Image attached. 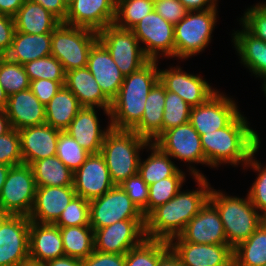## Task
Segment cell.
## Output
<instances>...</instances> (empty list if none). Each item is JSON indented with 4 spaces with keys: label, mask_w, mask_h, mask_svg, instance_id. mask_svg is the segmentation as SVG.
I'll return each mask as SVG.
<instances>
[{
    "label": "cell",
    "mask_w": 266,
    "mask_h": 266,
    "mask_svg": "<svg viewBox=\"0 0 266 266\" xmlns=\"http://www.w3.org/2000/svg\"><path fill=\"white\" fill-rule=\"evenodd\" d=\"M191 167L200 190L179 191L171 200L152 210L145 217L147 239L169 242L179 236L186 224L201 210L209 200L211 188L203 174Z\"/></svg>",
    "instance_id": "cell-1"
},
{
    "label": "cell",
    "mask_w": 266,
    "mask_h": 266,
    "mask_svg": "<svg viewBox=\"0 0 266 266\" xmlns=\"http://www.w3.org/2000/svg\"><path fill=\"white\" fill-rule=\"evenodd\" d=\"M207 165L216 167L219 163L246 165L253 153L259 149V137L248 126L239 113L226 127L200 135Z\"/></svg>",
    "instance_id": "cell-2"
},
{
    "label": "cell",
    "mask_w": 266,
    "mask_h": 266,
    "mask_svg": "<svg viewBox=\"0 0 266 266\" xmlns=\"http://www.w3.org/2000/svg\"><path fill=\"white\" fill-rule=\"evenodd\" d=\"M156 62L149 60L139 70L124 76L117 96L111 101V128L132 130L141 121L147 95L159 80Z\"/></svg>",
    "instance_id": "cell-3"
},
{
    "label": "cell",
    "mask_w": 266,
    "mask_h": 266,
    "mask_svg": "<svg viewBox=\"0 0 266 266\" xmlns=\"http://www.w3.org/2000/svg\"><path fill=\"white\" fill-rule=\"evenodd\" d=\"M149 144V140L133 130L114 128L108 130L100 154L105 160L114 185H120L138 173L140 161L138 150Z\"/></svg>",
    "instance_id": "cell-4"
},
{
    "label": "cell",
    "mask_w": 266,
    "mask_h": 266,
    "mask_svg": "<svg viewBox=\"0 0 266 266\" xmlns=\"http://www.w3.org/2000/svg\"><path fill=\"white\" fill-rule=\"evenodd\" d=\"M209 201L219 212L227 243L232 248L247 240L265 220L248 196L246 199L230 197L211 189Z\"/></svg>",
    "instance_id": "cell-5"
},
{
    "label": "cell",
    "mask_w": 266,
    "mask_h": 266,
    "mask_svg": "<svg viewBox=\"0 0 266 266\" xmlns=\"http://www.w3.org/2000/svg\"><path fill=\"white\" fill-rule=\"evenodd\" d=\"M98 40V32L60 23L51 33V55L65 72L87 66L89 53Z\"/></svg>",
    "instance_id": "cell-6"
},
{
    "label": "cell",
    "mask_w": 266,
    "mask_h": 266,
    "mask_svg": "<svg viewBox=\"0 0 266 266\" xmlns=\"http://www.w3.org/2000/svg\"><path fill=\"white\" fill-rule=\"evenodd\" d=\"M216 10L214 7L203 11H188L187 15L174 25L176 57L186 59L205 49L216 23Z\"/></svg>",
    "instance_id": "cell-7"
},
{
    "label": "cell",
    "mask_w": 266,
    "mask_h": 266,
    "mask_svg": "<svg viewBox=\"0 0 266 266\" xmlns=\"http://www.w3.org/2000/svg\"><path fill=\"white\" fill-rule=\"evenodd\" d=\"M36 188L29 164L11 166L0 193V207L11 215L28 217L34 205Z\"/></svg>",
    "instance_id": "cell-8"
},
{
    "label": "cell",
    "mask_w": 266,
    "mask_h": 266,
    "mask_svg": "<svg viewBox=\"0 0 266 266\" xmlns=\"http://www.w3.org/2000/svg\"><path fill=\"white\" fill-rule=\"evenodd\" d=\"M98 40L106 47L124 76L139 70L149 61L130 29L108 25L98 32Z\"/></svg>",
    "instance_id": "cell-9"
},
{
    "label": "cell",
    "mask_w": 266,
    "mask_h": 266,
    "mask_svg": "<svg viewBox=\"0 0 266 266\" xmlns=\"http://www.w3.org/2000/svg\"><path fill=\"white\" fill-rule=\"evenodd\" d=\"M90 226L93 230L121 220H145L120 185H114L104 195L89 201Z\"/></svg>",
    "instance_id": "cell-10"
},
{
    "label": "cell",
    "mask_w": 266,
    "mask_h": 266,
    "mask_svg": "<svg viewBox=\"0 0 266 266\" xmlns=\"http://www.w3.org/2000/svg\"><path fill=\"white\" fill-rule=\"evenodd\" d=\"M145 239V220H121L94 230V250L125 254Z\"/></svg>",
    "instance_id": "cell-11"
},
{
    "label": "cell",
    "mask_w": 266,
    "mask_h": 266,
    "mask_svg": "<svg viewBox=\"0 0 266 266\" xmlns=\"http://www.w3.org/2000/svg\"><path fill=\"white\" fill-rule=\"evenodd\" d=\"M149 60H157L159 51L165 56L175 57L174 25L164 20L155 10L147 14L132 29Z\"/></svg>",
    "instance_id": "cell-12"
},
{
    "label": "cell",
    "mask_w": 266,
    "mask_h": 266,
    "mask_svg": "<svg viewBox=\"0 0 266 266\" xmlns=\"http://www.w3.org/2000/svg\"><path fill=\"white\" fill-rule=\"evenodd\" d=\"M30 219L11 215L0 228V266H24L29 261Z\"/></svg>",
    "instance_id": "cell-13"
},
{
    "label": "cell",
    "mask_w": 266,
    "mask_h": 266,
    "mask_svg": "<svg viewBox=\"0 0 266 266\" xmlns=\"http://www.w3.org/2000/svg\"><path fill=\"white\" fill-rule=\"evenodd\" d=\"M153 143L171 157L207 164L200 135L190 122L165 130Z\"/></svg>",
    "instance_id": "cell-14"
},
{
    "label": "cell",
    "mask_w": 266,
    "mask_h": 266,
    "mask_svg": "<svg viewBox=\"0 0 266 266\" xmlns=\"http://www.w3.org/2000/svg\"><path fill=\"white\" fill-rule=\"evenodd\" d=\"M177 239L175 243L173 241ZM170 249L183 266H231L233 248L228 244H197L185 242L180 236L169 241Z\"/></svg>",
    "instance_id": "cell-15"
},
{
    "label": "cell",
    "mask_w": 266,
    "mask_h": 266,
    "mask_svg": "<svg viewBox=\"0 0 266 266\" xmlns=\"http://www.w3.org/2000/svg\"><path fill=\"white\" fill-rule=\"evenodd\" d=\"M239 113L233 100L217 91L206 102L191 107L189 122L203 135L226 127Z\"/></svg>",
    "instance_id": "cell-16"
},
{
    "label": "cell",
    "mask_w": 266,
    "mask_h": 266,
    "mask_svg": "<svg viewBox=\"0 0 266 266\" xmlns=\"http://www.w3.org/2000/svg\"><path fill=\"white\" fill-rule=\"evenodd\" d=\"M116 0H69L64 24L99 32L115 19Z\"/></svg>",
    "instance_id": "cell-17"
},
{
    "label": "cell",
    "mask_w": 266,
    "mask_h": 266,
    "mask_svg": "<svg viewBox=\"0 0 266 266\" xmlns=\"http://www.w3.org/2000/svg\"><path fill=\"white\" fill-rule=\"evenodd\" d=\"M114 186L103 156L90 154L73 174V187L77 196L92 200Z\"/></svg>",
    "instance_id": "cell-18"
},
{
    "label": "cell",
    "mask_w": 266,
    "mask_h": 266,
    "mask_svg": "<svg viewBox=\"0 0 266 266\" xmlns=\"http://www.w3.org/2000/svg\"><path fill=\"white\" fill-rule=\"evenodd\" d=\"M179 236L190 243L228 244L219 212L209 200L186 224Z\"/></svg>",
    "instance_id": "cell-19"
},
{
    "label": "cell",
    "mask_w": 266,
    "mask_h": 266,
    "mask_svg": "<svg viewBox=\"0 0 266 266\" xmlns=\"http://www.w3.org/2000/svg\"><path fill=\"white\" fill-rule=\"evenodd\" d=\"M159 80L165 86L166 91L176 93L191 107L206 102L216 93L200 76L187 74L178 67L160 70Z\"/></svg>",
    "instance_id": "cell-20"
},
{
    "label": "cell",
    "mask_w": 266,
    "mask_h": 266,
    "mask_svg": "<svg viewBox=\"0 0 266 266\" xmlns=\"http://www.w3.org/2000/svg\"><path fill=\"white\" fill-rule=\"evenodd\" d=\"M76 195L73 186H37L30 221L54 224Z\"/></svg>",
    "instance_id": "cell-21"
},
{
    "label": "cell",
    "mask_w": 266,
    "mask_h": 266,
    "mask_svg": "<svg viewBox=\"0 0 266 266\" xmlns=\"http://www.w3.org/2000/svg\"><path fill=\"white\" fill-rule=\"evenodd\" d=\"M87 68L99 84L103 94L112 101L120 90L124 75L120 72L106 47L99 40L91 47Z\"/></svg>",
    "instance_id": "cell-22"
},
{
    "label": "cell",
    "mask_w": 266,
    "mask_h": 266,
    "mask_svg": "<svg viewBox=\"0 0 266 266\" xmlns=\"http://www.w3.org/2000/svg\"><path fill=\"white\" fill-rule=\"evenodd\" d=\"M24 164L56 155L60 130L46 123L18 130Z\"/></svg>",
    "instance_id": "cell-23"
},
{
    "label": "cell",
    "mask_w": 266,
    "mask_h": 266,
    "mask_svg": "<svg viewBox=\"0 0 266 266\" xmlns=\"http://www.w3.org/2000/svg\"><path fill=\"white\" fill-rule=\"evenodd\" d=\"M65 255L60 228L55 224L30 222L29 227V260L36 263Z\"/></svg>",
    "instance_id": "cell-24"
},
{
    "label": "cell",
    "mask_w": 266,
    "mask_h": 266,
    "mask_svg": "<svg viewBox=\"0 0 266 266\" xmlns=\"http://www.w3.org/2000/svg\"><path fill=\"white\" fill-rule=\"evenodd\" d=\"M5 112L11 128L16 130L45 123V106L30 88L11 94Z\"/></svg>",
    "instance_id": "cell-25"
},
{
    "label": "cell",
    "mask_w": 266,
    "mask_h": 266,
    "mask_svg": "<svg viewBox=\"0 0 266 266\" xmlns=\"http://www.w3.org/2000/svg\"><path fill=\"white\" fill-rule=\"evenodd\" d=\"M64 86L76 96L81 107L104 108L109 116L111 101L103 94L87 66L66 72Z\"/></svg>",
    "instance_id": "cell-26"
},
{
    "label": "cell",
    "mask_w": 266,
    "mask_h": 266,
    "mask_svg": "<svg viewBox=\"0 0 266 266\" xmlns=\"http://www.w3.org/2000/svg\"><path fill=\"white\" fill-rule=\"evenodd\" d=\"M98 117L94 108L82 107L68 128L65 130L77 143L90 154H98L101 151L106 133L100 130Z\"/></svg>",
    "instance_id": "cell-27"
},
{
    "label": "cell",
    "mask_w": 266,
    "mask_h": 266,
    "mask_svg": "<svg viewBox=\"0 0 266 266\" xmlns=\"http://www.w3.org/2000/svg\"><path fill=\"white\" fill-rule=\"evenodd\" d=\"M165 96L166 88L158 80L147 95L141 121L132 129L151 143L162 134Z\"/></svg>",
    "instance_id": "cell-28"
},
{
    "label": "cell",
    "mask_w": 266,
    "mask_h": 266,
    "mask_svg": "<svg viewBox=\"0 0 266 266\" xmlns=\"http://www.w3.org/2000/svg\"><path fill=\"white\" fill-rule=\"evenodd\" d=\"M51 55V33L27 34L14 32L12 45L5 55L10 61L25 65Z\"/></svg>",
    "instance_id": "cell-29"
},
{
    "label": "cell",
    "mask_w": 266,
    "mask_h": 266,
    "mask_svg": "<svg viewBox=\"0 0 266 266\" xmlns=\"http://www.w3.org/2000/svg\"><path fill=\"white\" fill-rule=\"evenodd\" d=\"M15 31L27 34L52 33L61 23L40 4L25 0L14 16Z\"/></svg>",
    "instance_id": "cell-30"
},
{
    "label": "cell",
    "mask_w": 266,
    "mask_h": 266,
    "mask_svg": "<svg viewBox=\"0 0 266 266\" xmlns=\"http://www.w3.org/2000/svg\"><path fill=\"white\" fill-rule=\"evenodd\" d=\"M234 44L241 61L253 74L264 77L266 81V42L256 38L245 27L241 32H235ZM264 90L266 82H264Z\"/></svg>",
    "instance_id": "cell-31"
},
{
    "label": "cell",
    "mask_w": 266,
    "mask_h": 266,
    "mask_svg": "<svg viewBox=\"0 0 266 266\" xmlns=\"http://www.w3.org/2000/svg\"><path fill=\"white\" fill-rule=\"evenodd\" d=\"M81 108L76 96L63 86L45 106V123L65 131Z\"/></svg>",
    "instance_id": "cell-32"
},
{
    "label": "cell",
    "mask_w": 266,
    "mask_h": 266,
    "mask_svg": "<svg viewBox=\"0 0 266 266\" xmlns=\"http://www.w3.org/2000/svg\"><path fill=\"white\" fill-rule=\"evenodd\" d=\"M235 266L266 265V220L249 236L233 248Z\"/></svg>",
    "instance_id": "cell-33"
},
{
    "label": "cell",
    "mask_w": 266,
    "mask_h": 266,
    "mask_svg": "<svg viewBox=\"0 0 266 266\" xmlns=\"http://www.w3.org/2000/svg\"><path fill=\"white\" fill-rule=\"evenodd\" d=\"M36 186H73V172L55 155L33 162Z\"/></svg>",
    "instance_id": "cell-34"
},
{
    "label": "cell",
    "mask_w": 266,
    "mask_h": 266,
    "mask_svg": "<svg viewBox=\"0 0 266 266\" xmlns=\"http://www.w3.org/2000/svg\"><path fill=\"white\" fill-rule=\"evenodd\" d=\"M152 154L143 163L139 161L138 173L147 185L171 176H185L156 144H149Z\"/></svg>",
    "instance_id": "cell-35"
},
{
    "label": "cell",
    "mask_w": 266,
    "mask_h": 266,
    "mask_svg": "<svg viewBox=\"0 0 266 266\" xmlns=\"http://www.w3.org/2000/svg\"><path fill=\"white\" fill-rule=\"evenodd\" d=\"M59 228L66 256L83 260L94 252V230L91 226Z\"/></svg>",
    "instance_id": "cell-36"
},
{
    "label": "cell",
    "mask_w": 266,
    "mask_h": 266,
    "mask_svg": "<svg viewBox=\"0 0 266 266\" xmlns=\"http://www.w3.org/2000/svg\"><path fill=\"white\" fill-rule=\"evenodd\" d=\"M170 250L169 242L145 239L125 253V266H158L159 260Z\"/></svg>",
    "instance_id": "cell-37"
},
{
    "label": "cell",
    "mask_w": 266,
    "mask_h": 266,
    "mask_svg": "<svg viewBox=\"0 0 266 266\" xmlns=\"http://www.w3.org/2000/svg\"><path fill=\"white\" fill-rule=\"evenodd\" d=\"M154 10L150 0H116L113 24L123 29H132L147 14Z\"/></svg>",
    "instance_id": "cell-38"
},
{
    "label": "cell",
    "mask_w": 266,
    "mask_h": 266,
    "mask_svg": "<svg viewBox=\"0 0 266 266\" xmlns=\"http://www.w3.org/2000/svg\"><path fill=\"white\" fill-rule=\"evenodd\" d=\"M0 84L8 96L30 88L24 65L10 61L6 56H0Z\"/></svg>",
    "instance_id": "cell-39"
},
{
    "label": "cell",
    "mask_w": 266,
    "mask_h": 266,
    "mask_svg": "<svg viewBox=\"0 0 266 266\" xmlns=\"http://www.w3.org/2000/svg\"><path fill=\"white\" fill-rule=\"evenodd\" d=\"M90 155L66 131H60L56 156L74 173Z\"/></svg>",
    "instance_id": "cell-40"
},
{
    "label": "cell",
    "mask_w": 266,
    "mask_h": 266,
    "mask_svg": "<svg viewBox=\"0 0 266 266\" xmlns=\"http://www.w3.org/2000/svg\"><path fill=\"white\" fill-rule=\"evenodd\" d=\"M24 68L30 81L38 79L65 81L66 72L63 65L52 55L28 62Z\"/></svg>",
    "instance_id": "cell-41"
},
{
    "label": "cell",
    "mask_w": 266,
    "mask_h": 266,
    "mask_svg": "<svg viewBox=\"0 0 266 266\" xmlns=\"http://www.w3.org/2000/svg\"><path fill=\"white\" fill-rule=\"evenodd\" d=\"M191 106L176 93L166 91L162 133L170 128L185 124L190 120Z\"/></svg>",
    "instance_id": "cell-42"
},
{
    "label": "cell",
    "mask_w": 266,
    "mask_h": 266,
    "mask_svg": "<svg viewBox=\"0 0 266 266\" xmlns=\"http://www.w3.org/2000/svg\"><path fill=\"white\" fill-rule=\"evenodd\" d=\"M185 176H171L149 185L148 214L158 206L167 203L179 191Z\"/></svg>",
    "instance_id": "cell-43"
},
{
    "label": "cell",
    "mask_w": 266,
    "mask_h": 266,
    "mask_svg": "<svg viewBox=\"0 0 266 266\" xmlns=\"http://www.w3.org/2000/svg\"><path fill=\"white\" fill-rule=\"evenodd\" d=\"M54 224L58 227L90 226L89 200L76 195Z\"/></svg>",
    "instance_id": "cell-44"
},
{
    "label": "cell",
    "mask_w": 266,
    "mask_h": 266,
    "mask_svg": "<svg viewBox=\"0 0 266 266\" xmlns=\"http://www.w3.org/2000/svg\"><path fill=\"white\" fill-rule=\"evenodd\" d=\"M22 163L20 135L18 130L11 128L0 135V164L15 166Z\"/></svg>",
    "instance_id": "cell-45"
},
{
    "label": "cell",
    "mask_w": 266,
    "mask_h": 266,
    "mask_svg": "<svg viewBox=\"0 0 266 266\" xmlns=\"http://www.w3.org/2000/svg\"><path fill=\"white\" fill-rule=\"evenodd\" d=\"M120 186L139 208L143 216L146 217L148 215L149 185H147L139 173L126 179Z\"/></svg>",
    "instance_id": "cell-46"
},
{
    "label": "cell",
    "mask_w": 266,
    "mask_h": 266,
    "mask_svg": "<svg viewBox=\"0 0 266 266\" xmlns=\"http://www.w3.org/2000/svg\"><path fill=\"white\" fill-rule=\"evenodd\" d=\"M254 153L251 155L246 166L250 165L251 168L257 170L259 172V176L256 181L253 183L248 197L251 200L252 204L256 207V209L261 210L262 217L266 220V167L261 169L260 163L253 159Z\"/></svg>",
    "instance_id": "cell-47"
},
{
    "label": "cell",
    "mask_w": 266,
    "mask_h": 266,
    "mask_svg": "<svg viewBox=\"0 0 266 266\" xmlns=\"http://www.w3.org/2000/svg\"><path fill=\"white\" fill-rule=\"evenodd\" d=\"M247 10L241 18L243 27L256 38L266 42V4H257Z\"/></svg>",
    "instance_id": "cell-48"
},
{
    "label": "cell",
    "mask_w": 266,
    "mask_h": 266,
    "mask_svg": "<svg viewBox=\"0 0 266 266\" xmlns=\"http://www.w3.org/2000/svg\"><path fill=\"white\" fill-rule=\"evenodd\" d=\"M154 10L167 22L173 25L179 23L188 10L179 0H159L154 3Z\"/></svg>",
    "instance_id": "cell-49"
},
{
    "label": "cell",
    "mask_w": 266,
    "mask_h": 266,
    "mask_svg": "<svg viewBox=\"0 0 266 266\" xmlns=\"http://www.w3.org/2000/svg\"><path fill=\"white\" fill-rule=\"evenodd\" d=\"M64 84L65 81L38 79L30 81V89L40 102L46 106Z\"/></svg>",
    "instance_id": "cell-50"
},
{
    "label": "cell",
    "mask_w": 266,
    "mask_h": 266,
    "mask_svg": "<svg viewBox=\"0 0 266 266\" xmlns=\"http://www.w3.org/2000/svg\"><path fill=\"white\" fill-rule=\"evenodd\" d=\"M82 266H125V254L103 253L94 250L91 255L82 260Z\"/></svg>",
    "instance_id": "cell-51"
},
{
    "label": "cell",
    "mask_w": 266,
    "mask_h": 266,
    "mask_svg": "<svg viewBox=\"0 0 266 266\" xmlns=\"http://www.w3.org/2000/svg\"><path fill=\"white\" fill-rule=\"evenodd\" d=\"M14 32V17L0 14V56H5L9 52Z\"/></svg>",
    "instance_id": "cell-52"
},
{
    "label": "cell",
    "mask_w": 266,
    "mask_h": 266,
    "mask_svg": "<svg viewBox=\"0 0 266 266\" xmlns=\"http://www.w3.org/2000/svg\"><path fill=\"white\" fill-rule=\"evenodd\" d=\"M34 3L40 4L44 9L48 10L61 23L65 22L68 9L67 0H30Z\"/></svg>",
    "instance_id": "cell-53"
},
{
    "label": "cell",
    "mask_w": 266,
    "mask_h": 266,
    "mask_svg": "<svg viewBox=\"0 0 266 266\" xmlns=\"http://www.w3.org/2000/svg\"><path fill=\"white\" fill-rule=\"evenodd\" d=\"M25 0H0V14L14 17Z\"/></svg>",
    "instance_id": "cell-54"
},
{
    "label": "cell",
    "mask_w": 266,
    "mask_h": 266,
    "mask_svg": "<svg viewBox=\"0 0 266 266\" xmlns=\"http://www.w3.org/2000/svg\"><path fill=\"white\" fill-rule=\"evenodd\" d=\"M46 266H82V260L78 258H73L70 256H62L56 259L47 261Z\"/></svg>",
    "instance_id": "cell-55"
},
{
    "label": "cell",
    "mask_w": 266,
    "mask_h": 266,
    "mask_svg": "<svg viewBox=\"0 0 266 266\" xmlns=\"http://www.w3.org/2000/svg\"><path fill=\"white\" fill-rule=\"evenodd\" d=\"M179 1L184 5V7L188 11H203V10L214 8L208 2V0H179Z\"/></svg>",
    "instance_id": "cell-56"
},
{
    "label": "cell",
    "mask_w": 266,
    "mask_h": 266,
    "mask_svg": "<svg viewBox=\"0 0 266 266\" xmlns=\"http://www.w3.org/2000/svg\"><path fill=\"white\" fill-rule=\"evenodd\" d=\"M158 266H183L179 258L170 249L160 260Z\"/></svg>",
    "instance_id": "cell-57"
},
{
    "label": "cell",
    "mask_w": 266,
    "mask_h": 266,
    "mask_svg": "<svg viewBox=\"0 0 266 266\" xmlns=\"http://www.w3.org/2000/svg\"><path fill=\"white\" fill-rule=\"evenodd\" d=\"M10 129L11 125L5 110H0V135L7 133Z\"/></svg>",
    "instance_id": "cell-58"
},
{
    "label": "cell",
    "mask_w": 266,
    "mask_h": 266,
    "mask_svg": "<svg viewBox=\"0 0 266 266\" xmlns=\"http://www.w3.org/2000/svg\"><path fill=\"white\" fill-rule=\"evenodd\" d=\"M11 166H7L4 164H0V193L2 190V187L6 181L7 174L9 172Z\"/></svg>",
    "instance_id": "cell-59"
},
{
    "label": "cell",
    "mask_w": 266,
    "mask_h": 266,
    "mask_svg": "<svg viewBox=\"0 0 266 266\" xmlns=\"http://www.w3.org/2000/svg\"><path fill=\"white\" fill-rule=\"evenodd\" d=\"M9 96L0 84V110H5Z\"/></svg>",
    "instance_id": "cell-60"
},
{
    "label": "cell",
    "mask_w": 266,
    "mask_h": 266,
    "mask_svg": "<svg viewBox=\"0 0 266 266\" xmlns=\"http://www.w3.org/2000/svg\"><path fill=\"white\" fill-rule=\"evenodd\" d=\"M11 216V214L0 207V228L4 222Z\"/></svg>",
    "instance_id": "cell-61"
},
{
    "label": "cell",
    "mask_w": 266,
    "mask_h": 266,
    "mask_svg": "<svg viewBox=\"0 0 266 266\" xmlns=\"http://www.w3.org/2000/svg\"><path fill=\"white\" fill-rule=\"evenodd\" d=\"M24 266H46V265L45 263H36L29 260Z\"/></svg>",
    "instance_id": "cell-62"
},
{
    "label": "cell",
    "mask_w": 266,
    "mask_h": 266,
    "mask_svg": "<svg viewBox=\"0 0 266 266\" xmlns=\"http://www.w3.org/2000/svg\"><path fill=\"white\" fill-rule=\"evenodd\" d=\"M216 1H217V0H208V2H209L213 7H215V8L217 7V6H216V3H215Z\"/></svg>",
    "instance_id": "cell-63"
}]
</instances>
